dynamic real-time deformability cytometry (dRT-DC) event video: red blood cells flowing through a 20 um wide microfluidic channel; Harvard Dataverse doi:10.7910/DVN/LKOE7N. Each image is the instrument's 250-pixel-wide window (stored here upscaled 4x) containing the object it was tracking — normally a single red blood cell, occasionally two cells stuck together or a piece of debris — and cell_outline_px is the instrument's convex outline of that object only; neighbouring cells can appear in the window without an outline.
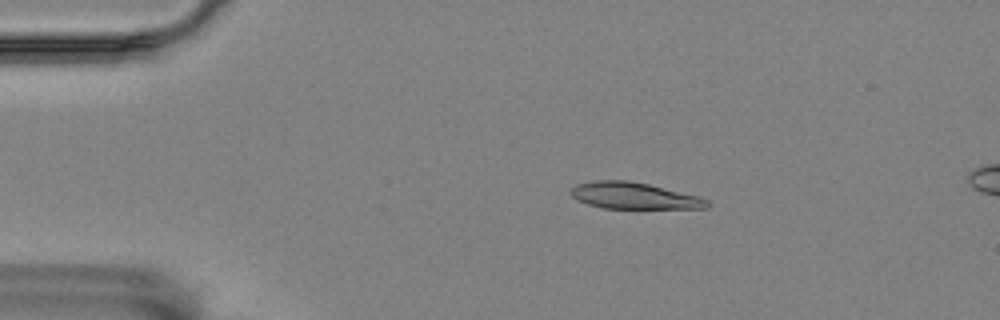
{"species": "Egyptian fruit bat (a non-hibernating species)", "species_latin": "Rousettus aegyptiacus", "temperature_condition": "room temperature", "stored_images_in_passage": 14, "camera_frame_rate_fps": 3000, "um_per_image_px": 0.085, "animal": {"sex": "female"}, "frame": {"image": 1, "passage_image": 8, "time_ms": 2.333, "image_size_px": [1000, 320], "cell_outline_px": [[712, 204], [708, 208], [604, 208], [588, 204], [576, 200], [568, 192], [576, 184], [596, 180], [628, 180], [648, 184], [700, 196], [708, 200]], "centroid_in_image_um": [53.89, 16.63], "position_along_channel_um": 31.1, "area_um2": 21.15}}